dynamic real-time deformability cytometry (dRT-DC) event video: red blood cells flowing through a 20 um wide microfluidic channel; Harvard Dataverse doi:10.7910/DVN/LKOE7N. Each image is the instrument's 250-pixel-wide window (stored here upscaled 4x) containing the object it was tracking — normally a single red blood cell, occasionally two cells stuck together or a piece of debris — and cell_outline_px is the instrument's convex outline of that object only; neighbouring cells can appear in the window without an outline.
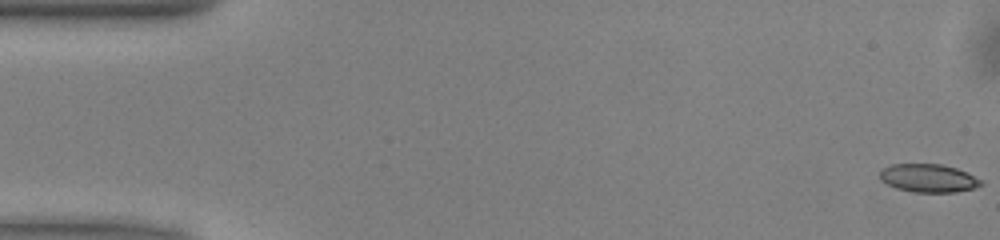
{"species": "common noctule bat (a hibernating species)", "species_latin": "Nyctalus noctula", "temperature_condition": "warm", "stored_images_in_passage": 51, "camera_frame_rate_fps": 3000, "um_per_image_px": 0.085, "animal": {"sex": "male", "body_mass_g": 13.0, "forearm_length_mm": 53.1}, "frame": {"image": 1, "passage_image": 1, "time_ms": 0.0, "image_size_px": [1000, 240], "cell_outline_px": [[984, 184], [972, 188], [956, 192], [912, 192], [896, 188], [888, 184], [880, 176], [880, 172], [884, 168], [892, 164], [940, 164], [956, 168], [984, 180]], "centroid_in_image_um": [78.96, 15.14], "position_along_channel_um": 6.0, "area_um2": 16.47}}
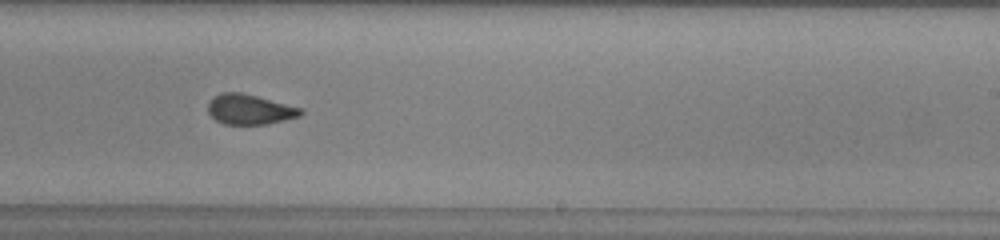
{"frame": {"image": 2, "passage_image": 31, "time_ms": 10.0, "image_size_px": [1000, 240], "cell_outline_px": [[304, 112], [300, 116], [268, 124], [224, 124], [216, 120], [208, 112], [208, 100], [220, 92], [240, 92], [304, 108]], "centroid_in_image_um": [21.23, 9.29], "position_along_channel_um": 267.8, "area_um2": 16.36}}
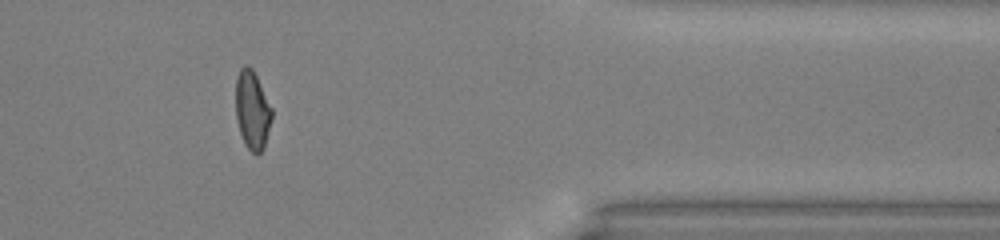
{"frame": {"image": 3, "passage_image": 42, "time_ms": 13.667, "image_size_px": [1000, 240], "cell_outline_px": [[272, 120], [264, 148], [256, 156], [244, 144], [240, 132], [236, 116], [236, 80], [240, 68], [244, 64], [248, 64], [252, 68], [272, 108]], "centroid_in_image_um": [21.45, 9.37], "position_along_channel_um": 390.0, "area_um2": 16.59}, "authors_computed_cell_mechanics": {"area_um2": 16.8776, "velocity_mm_per_s": 4.0512, "shape_relaxation_time_tau1_ms": 4.7536, "shape_relaxation_time_tau2_ms": 1.208, "deformation_change_tau1": 0.1431, "deformation_change_tau2": 0.0704}}